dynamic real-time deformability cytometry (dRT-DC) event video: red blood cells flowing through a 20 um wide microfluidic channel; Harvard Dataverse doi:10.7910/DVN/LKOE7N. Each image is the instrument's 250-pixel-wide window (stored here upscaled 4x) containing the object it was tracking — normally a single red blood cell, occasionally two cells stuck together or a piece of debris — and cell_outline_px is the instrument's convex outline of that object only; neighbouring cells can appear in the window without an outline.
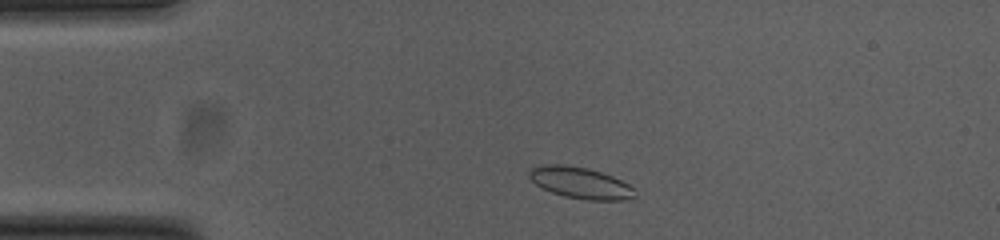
{"species": "common noctule bat (a hibernating species)", "species_latin": "Nyctalus noctula", "temperature_condition": "cold", "stored_images_in_passage": 46, "camera_frame_rate_fps": 3000, "um_per_image_px": 0.085, "animal": {"sex": "female", "body_mass_g": 23.0, "forearm_length_mm": 53.4}, "frame": {"image": 1, "passage_image": 4, "time_ms": 1.0, "image_size_px": [1000, 240], "cell_outline_px": [[636, 196], [632, 200], [584, 200], [564, 196], [552, 192], [536, 184], [528, 176], [528, 172], [532, 168], [544, 164], [564, 164], [588, 168], [612, 176], [628, 184], [632, 188]], "centroid_in_image_um": [49.34, 15.54], "position_along_channel_um": 35.7, "area_um2": 19.31}}
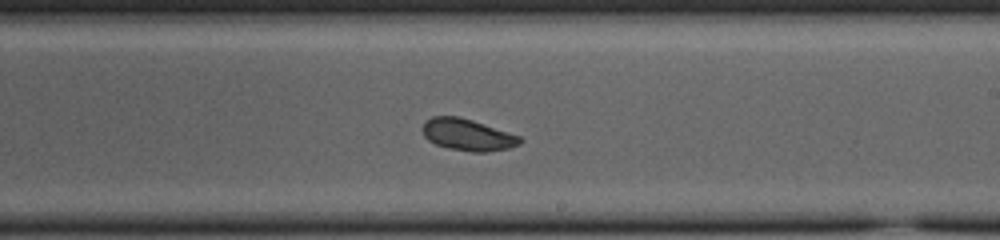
{"frame": {"image": 2, "passage_image": 24, "time_ms": 7.667, "image_size_px": [1000, 240], "cell_outline_px": [[524, 140], [520, 144], [508, 148], [488, 152], [472, 152], [448, 148], [436, 144], [428, 140], [424, 136], [420, 128], [424, 120], [432, 116], [460, 116], [520, 136]], "centroid_in_image_um": [39.7, 11.45], "position_along_channel_um": 249.3, "area_um2": 18.21}}
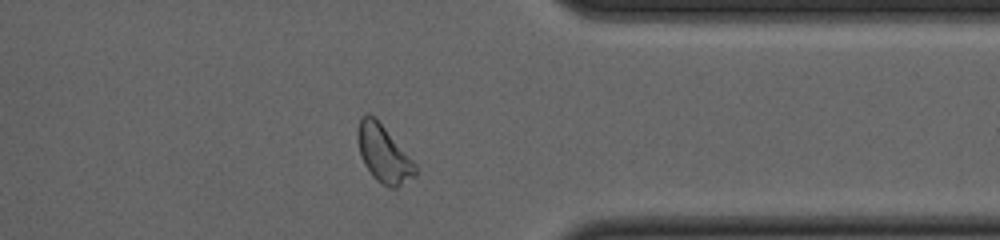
{"frame": {"image": 3, "passage_image": 35, "time_ms": 11.333, "image_size_px": [1000, 240], "cell_outline_px": [[420, 168], [416, 176], [396, 188], [388, 188], [376, 180], [372, 176], [364, 164], [360, 156], [356, 136], [356, 132], [360, 116], [368, 112], [376, 116]], "centroid_in_image_um": [32.61, 13.04], "position_along_channel_um": 378.8, "area_um2": 20.0}, "authors_computed_cell_mechanics": {"area_um2": 18.7561, "velocity_mm_per_s": 3.7721, "shape_relaxation_time_tau1_ms": null, "shape_relaxation_time_tau2_ms": 5.0671, "deformation_change_tau1": null, "deformation_change_tau2": 0.0894}}